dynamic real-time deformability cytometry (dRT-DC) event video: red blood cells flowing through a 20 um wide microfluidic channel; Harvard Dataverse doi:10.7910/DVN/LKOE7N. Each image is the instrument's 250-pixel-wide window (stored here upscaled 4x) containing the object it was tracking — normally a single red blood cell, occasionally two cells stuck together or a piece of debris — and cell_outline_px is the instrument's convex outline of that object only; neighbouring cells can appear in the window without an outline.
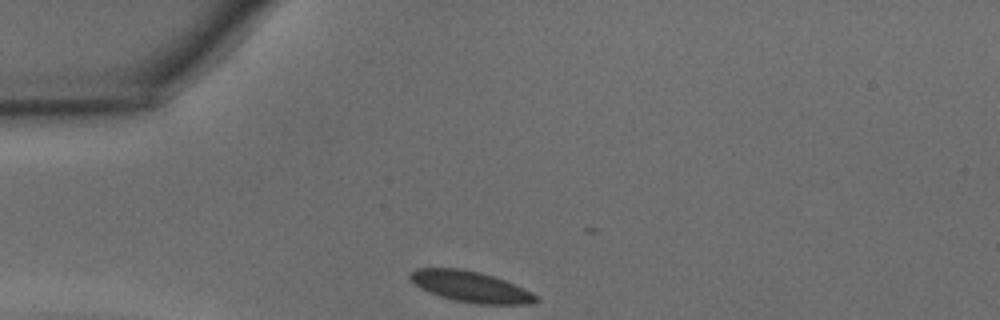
{"species": "common noctule bat (a hibernating species)", "species_latin": "Nyctalus noctula", "temperature_condition": "warm", "stored_images_in_passage": 26, "camera_frame_rate_fps": 3000, "um_per_image_px": 0.085, "animal": {"sex": "male", "body_mass_g": 15.6}, "frame": {"image": 1, "passage_image": 1, "time_ms": 0.0, "image_size_px": [1000, 320], "cell_outline_px": [[540, 300], [532, 304], [476, 304], [456, 300], [440, 296], [420, 288], [408, 276], [408, 272], [416, 268], [460, 268], [480, 272], [504, 280], [524, 288], [540, 296]], "centroid_in_image_um": [40.03, 24.36], "position_along_channel_um": 45.0, "area_um2": 22.72}}
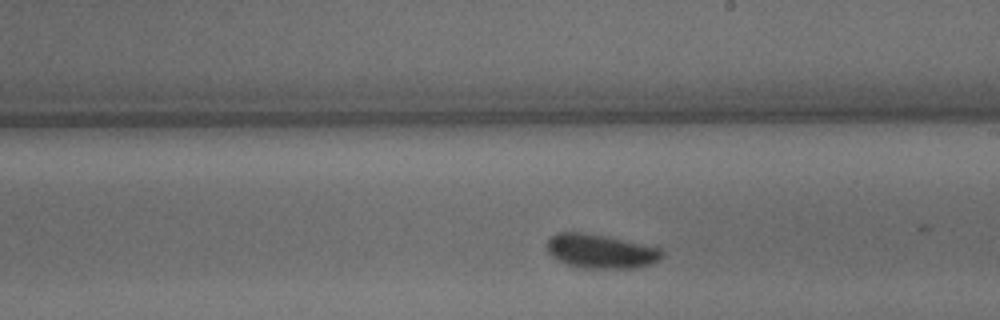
{"frame": {"image": 2, "passage_image": 16, "time_ms": 5.0, "image_size_px": [1000, 320], "cell_outline_px": [[664, 256], [660, 260], [652, 264], [636, 268], [584, 268], [568, 264], [556, 260], [548, 252], [544, 244], [556, 232], [580, 232], [604, 236], [660, 248], [664, 252]], "centroid_in_image_um": [51.04, 21.36], "position_along_channel_um": 238.0, "area_um2": 22.89}}
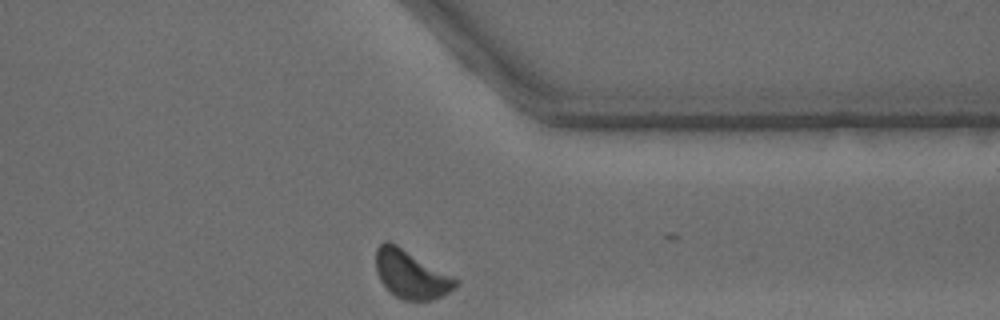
{"frame": {"image": 3, "passage_image": 26, "time_ms": 8.333, "image_size_px": [1000, 320], "cell_outline_px": [[460, 284], [456, 288], [440, 296], [428, 300], [404, 300], [396, 296], [380, 280], [376, 272], [376, 248], [384, 240], [388, 240], [396, 244], [460, 280]], "centroid_in_image_um": [34.95, 23.3], "position_along_channel_um": 376.5, "area_um2": 22.2}, "authors_computed_cell_mechanics": {"area_um2": 22.6865, "velocity_mm_per_s": 4.2687, "shape_relaxation_time_tau1_ms": 1.8635, "shape_relaxation_time_tau2_ms": null, "deformation_change_tau1": 0.0684, "deformation_change_tau2": null}}